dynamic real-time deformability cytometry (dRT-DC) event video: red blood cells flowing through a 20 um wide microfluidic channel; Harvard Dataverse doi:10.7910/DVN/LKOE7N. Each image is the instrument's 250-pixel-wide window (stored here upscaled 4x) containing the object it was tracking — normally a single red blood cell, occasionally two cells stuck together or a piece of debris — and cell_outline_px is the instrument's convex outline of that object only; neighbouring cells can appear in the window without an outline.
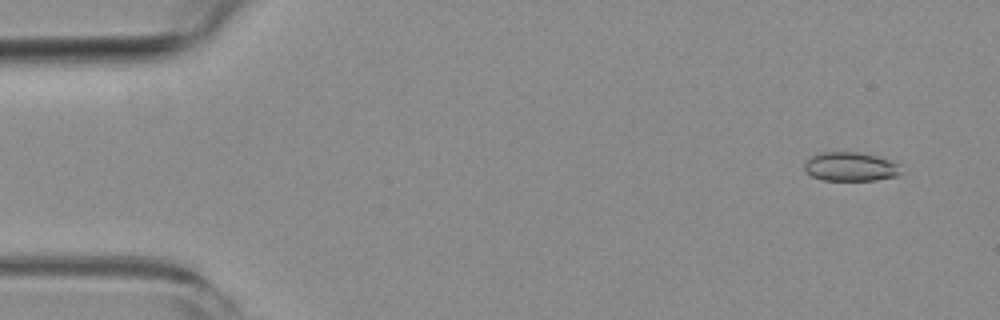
{"species": "common noctule bat (a hibernating species)", "species_latin": "Nyctalus noctula", "temperature_condition": "room temperature", "stored_images_in_passage": 54, "camera_frame_rate_fps": 3000, "um_per_image_px": 0.085, "animal": {"sex": "female", "body_mass_g": 19.3, "forearm_length_mm": 54.1}, "frame": {"image": 1, "passage_image": 4, "time_ms": 1.0, "image_size_px": [1000, 320], "cell_outline_px": [[900, 176], [876, 180], [824, 180], [812, 176], [804, 168], [804, 164], [808, 156], [820, 152], [860, 152], [876, 156], [900, 164]], "centroid_in_image_um": [72.28, 14.16], "position_along_channel_um": 12.7, "area_um2": 16.42}}
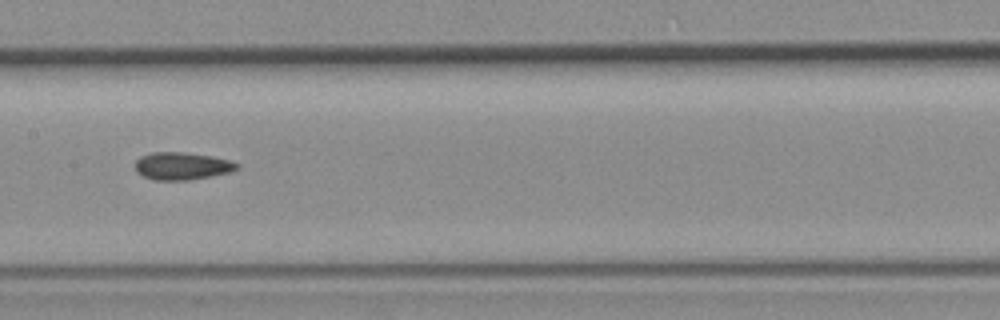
{"frame": {"image": 2, "passage_image": 27, "time_ms": 8.667, "image_size_px": [1000, 320], "cell_outline_px": [[240, 168], [232, 172], [212, 176], [188, 180], [152, 180], [136, 172], [136, 160], [140, 156], [152, 152], [184, 152], [212, 156], [228, 160], [240, 164]], "centroid_in_image_um": [15.49, 14.11], "position_along_channel_um": 191.9, "area_um2": 16.47}}
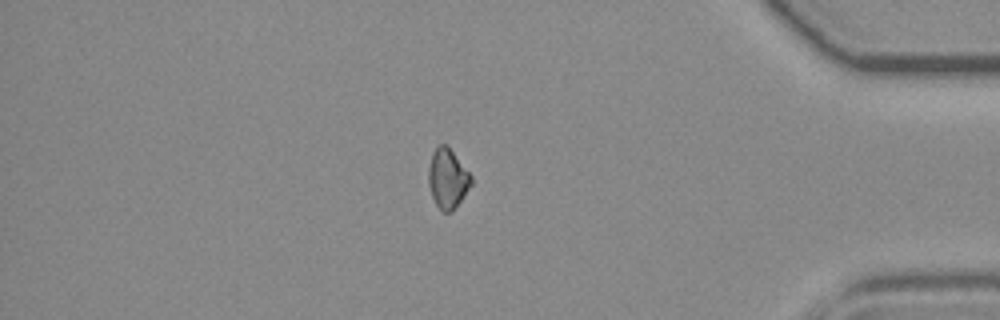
{"frame": {"image": 3, "passage_image": 46, "time_ms": 15.0, "image_size_px": [1000, 320], "cell_outline_px": [[472, 184], [452, 212], [440, 212], [432, 196], [428, 184], [428, 168], [432, 152], [440, 144], [448, 144], [472, 176]], "centroid_in_image_um": [38.04, 15.16], "position_along_channel_um": 397.2, "area_um2": 15.03}, "authors_computed_cell_mechanics": {"area_um2": 16.1262, "velocity_mm_per_s": 3.8325, "shape_relaxation_time_tau1_ms": null, "shape_relaxation_time_tau2_ms": 4.6882, "deformation_change_tau1": null, "deformation_change_tau2": 0.088}}